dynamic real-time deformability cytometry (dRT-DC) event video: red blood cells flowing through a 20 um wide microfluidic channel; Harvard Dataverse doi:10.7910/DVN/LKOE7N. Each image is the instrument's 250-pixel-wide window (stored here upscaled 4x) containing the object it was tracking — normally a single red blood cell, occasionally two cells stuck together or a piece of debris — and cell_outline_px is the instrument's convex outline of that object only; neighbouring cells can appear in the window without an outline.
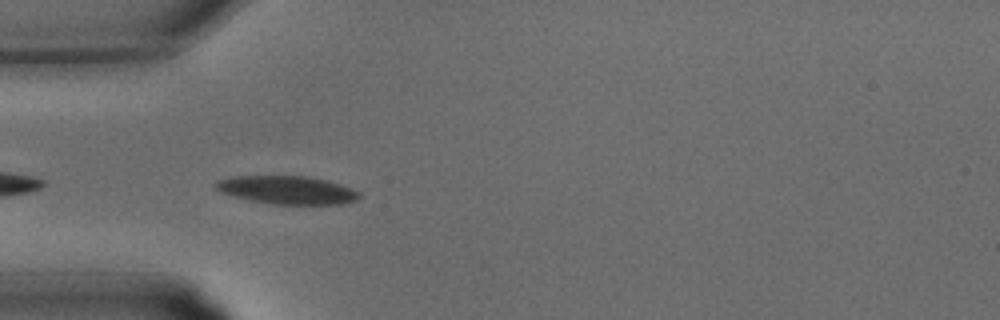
{"species": "common noctule bat (a hibernating species)", "species_latin": "Nyctalus noctula", "temperature_condition": "warm", "stored_images_in_passage": 12, "camera_frame_rate_fps": 3000, "um_per_image_px": 0.085, "animal": {"sex": "male", "body_mass_g": 15.6}, "frame": {"image": 1, "passage_image": 10, "time_ms": 3.0, "image_size_px": [1000, 320], "cell_outline_px": [[360, 196], [356, 200], [344, 204], [272, 204], [252, 200], [220, 192], [212, 184], [216, 180], [236, 176], [308, 176], [328, 180], [352, 188], [360, 192]], "centroid_in_image_um": [24.43, 16.14], "position_along_channel_um": 60.6, "area_um2": 23.58}}